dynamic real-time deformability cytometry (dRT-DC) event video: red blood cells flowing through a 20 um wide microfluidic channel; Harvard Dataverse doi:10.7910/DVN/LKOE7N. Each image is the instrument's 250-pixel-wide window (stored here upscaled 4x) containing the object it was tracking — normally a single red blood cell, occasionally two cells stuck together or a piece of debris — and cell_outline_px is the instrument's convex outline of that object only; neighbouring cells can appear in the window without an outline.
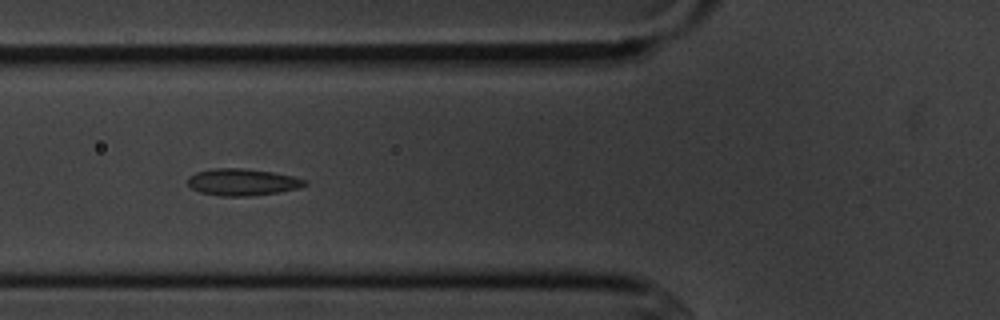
{"species": "common noctule bat (a hibernating species)", "species_latin": "Nyctalus noctula", "temperature_condition": "cold", "stored_images_in_passage": 14, "camera_frame_rate_fps": 3000, "um_per_image_px": 0.085, "animal": {"sex": "male", "body_mass_g": 20.1, "forearm_length_mm": 53.5}, "frame": {"image": 1, "passage_image": 5, "time_ms": 5.667, "image_size_px": [1000, 320], "cell_outline_px": [[308, 184], [300, 188], [280, 192], [248, 196], [220, 196], [200, 192], [192, 188], [188, 184], [188, 176], [196, 172], [212, 168], [244, 168], [272, 172], [292, 176], [308, 180]], "centroid_in_image_um": [20.62, 15.48], "position_along_channel_um": 105.2, "area_um2": 18.44}}
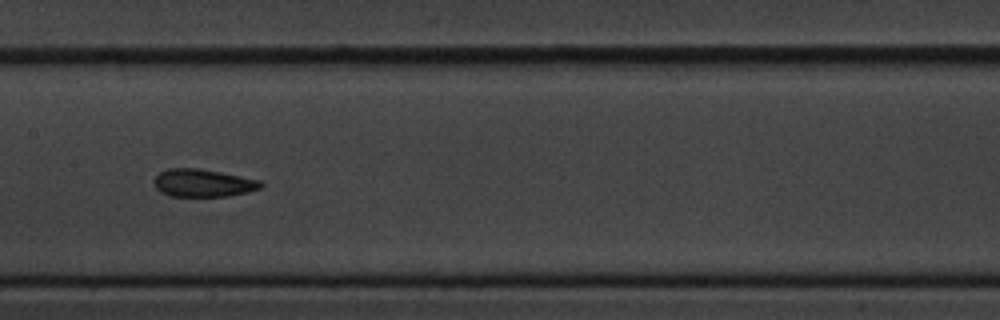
{"frame": {"image": 2, "passage_image": 7, "time_ms": 8.0, "image_size_px": [1000, 320], "cell_outline_px": [[264, 184], [260, 188], [248, 192], [228, 196], [172, 196], [160, 192], [156, 188], [152, 180], [160, 172], [168, 168], [200, 168], [260, 180]], "centroid_in_image_um": [17.24, 15.55], "position_along_channel_um": 190.2, "area_um2": 17.28}}
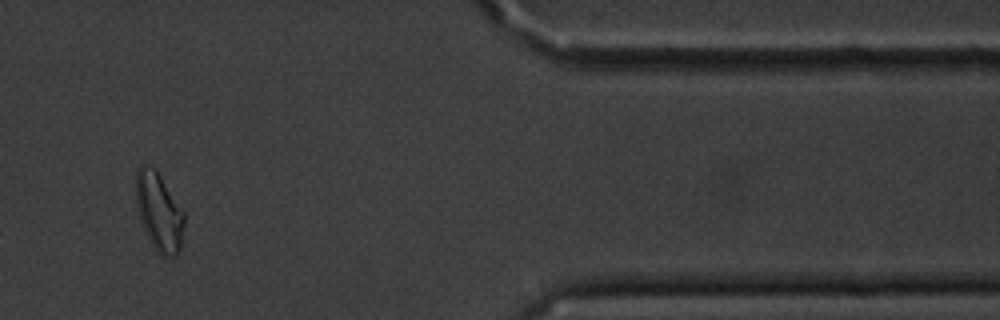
{"frame": {"image": 3, "passage_image": 12, "time_ms": 14.667, "image_size_px": [1000, 320], "cell_outline_px": [[184, 224], [180, 252], [176, 256], [160, 256], [152, 244], [144, 228], [136, 208], [136, 172], [144, 164], [156, 168], [184, 212]], "centroid_in_image_um": [13.53, 18.01], "position_along_channel_um": 397.9, "area_um2": 21.96}, "authors_computed_cell_mechanics": {"area_um2": 18.1781, "velocity_mm_per_s": 3.6214, "shape_relaxation_time_tau1_ms": 5.0103, "shape_relaxation_time_tau2_ms": null, "deformation_change_tau1": 0.0978, "deformation_change_tau2": null}}